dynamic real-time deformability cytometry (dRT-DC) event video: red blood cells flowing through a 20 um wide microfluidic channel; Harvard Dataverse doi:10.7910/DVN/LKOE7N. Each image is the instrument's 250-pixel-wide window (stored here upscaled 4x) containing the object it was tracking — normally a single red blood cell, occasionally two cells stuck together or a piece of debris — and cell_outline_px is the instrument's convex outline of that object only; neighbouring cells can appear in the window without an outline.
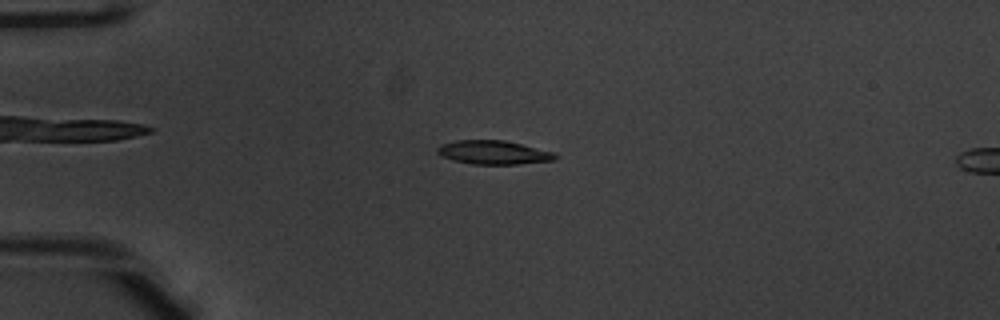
{"species": "common noctule bat (a hibernating species)", "species_latin": "Nyctalus noctula", "temperature_condition": "warm", "stored_images_in_passage": 7, "segment_of_instrument_passage": [1, 2], "camera_frame_rate_fps": 3000, "um_per_image_px": 0.085, "animal": {"sex": "male", "body_mass_g": 20.1, "forearm_length_mm": 53.5}, "frame": {"image": 1, "passage_image": 4, "time_ms": 1.0, "image_size_px": [1000, 320], "cell_outline_px": [[560, 156], [556, 160], [516, 164], [472, 164], [452, 160], [440, 156], [436, 152], [436, 148], [440, 144], [456, 140], [504, 140], [556, 152]], "centroid_in_image_um": [41.95, 12.95], "position_along_channel_um": 43.0, "area_um2": 16.59}}